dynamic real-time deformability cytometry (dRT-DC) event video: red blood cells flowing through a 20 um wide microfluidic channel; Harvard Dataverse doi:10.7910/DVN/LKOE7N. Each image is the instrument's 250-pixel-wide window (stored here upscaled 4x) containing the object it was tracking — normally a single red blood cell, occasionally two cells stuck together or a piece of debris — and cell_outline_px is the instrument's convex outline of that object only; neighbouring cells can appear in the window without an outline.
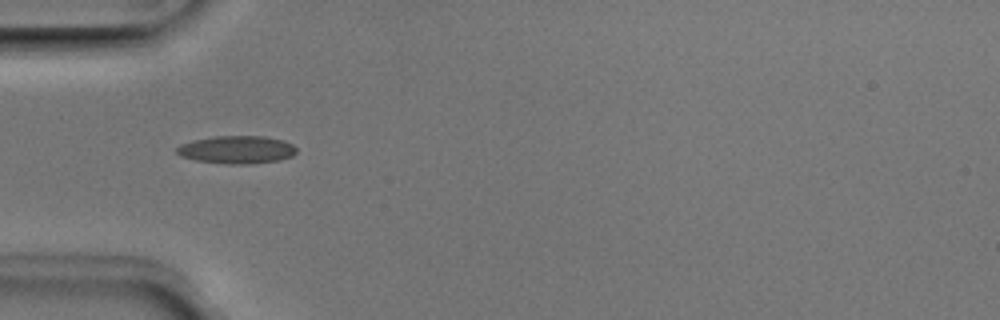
{"species": "Egyptian fruit bat (a non-hibernating species)", "species_latin": "Rousettus aegyptiacus", "temperature_condition": "room temperature", "stored_images_in_passage": 36, "camera_frame_rate_fps": 3000, "um_per_image_px": 0.085, "animal": {"sex": "male"}, "frame": {"image": 1, "passage_image": 1, "time_ms": 0.0, "image_size_px": [1000, 320], "cell_outline_px": [[296, 152], [292, 156], [276, 160], [248, 164], [228, 164], [196, 160], [180, 156], [176, 152], [176, 148], [180, 144], [192, 140], [212, 136], [264, 136], [284, 140], [292, 144], [296, 148]], "centroid_in_image_um": [20.1, 12.71], "position_along_channel_um": 64.9, "area_um2": 19.42}}
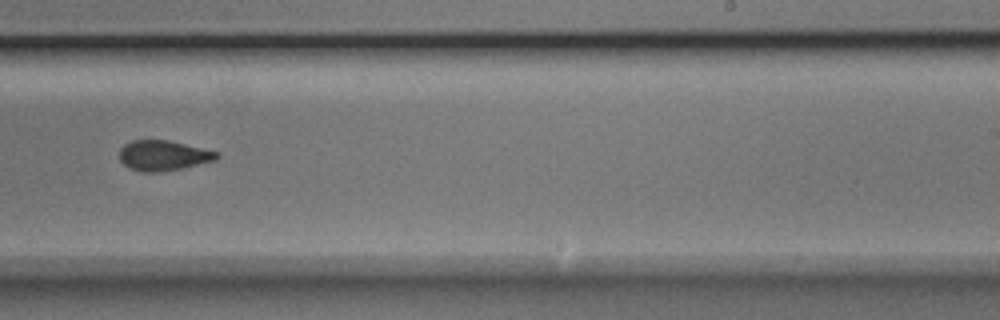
{"frame": {"image": 2, "passage_image": 17, "time_ms": 5.333, "image_size_px": [1000, 320], "cell_outline_px": [[220, 156], [216, 160], [180, 168], [156, 172], [140, 172], [128, 168], [120, 160], [120, 148], [124, 144], [132, 140], [168, 140], [220, 152]], "centroid_in_image_um": [13.87, 13.21], "position_along_channel_um": 275.1, "area_um2": 17.11}}
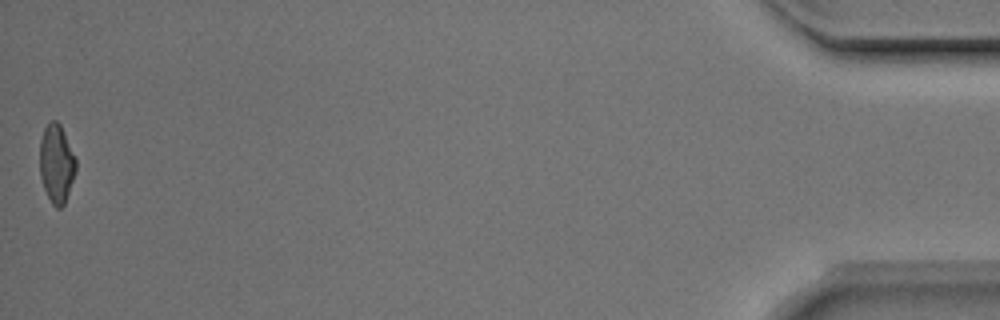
{"frame": {"image": 3, "passage_image": 36, "time_ms": 11.667, "image_size_px": [1000, 320], "cell_outline_px": [[76, 172], [64, 204], [60, 208], [56, 208], [52, 204], [44, 188], [40, 176], [40, 140], [44, 128], [52, 120], [56, 120], [60, 124], [76, 160]], "centroid_in_image_um": [4.8, 13.92], "position_along_channel_um": 430.4, "area_um2": 16.36}, "authors_computed_cell_mechanics": {"area_um2": 17.1088, "velocity_mm_per_s": 3.9597, "shape_relaxation_time_tau1_ms": 5.6474, "shape_relaxation_time_tau2_ms": 2.3887, "deformation_change_tau1": 0.1371, "deformation_change_tau2": 0.0899}}